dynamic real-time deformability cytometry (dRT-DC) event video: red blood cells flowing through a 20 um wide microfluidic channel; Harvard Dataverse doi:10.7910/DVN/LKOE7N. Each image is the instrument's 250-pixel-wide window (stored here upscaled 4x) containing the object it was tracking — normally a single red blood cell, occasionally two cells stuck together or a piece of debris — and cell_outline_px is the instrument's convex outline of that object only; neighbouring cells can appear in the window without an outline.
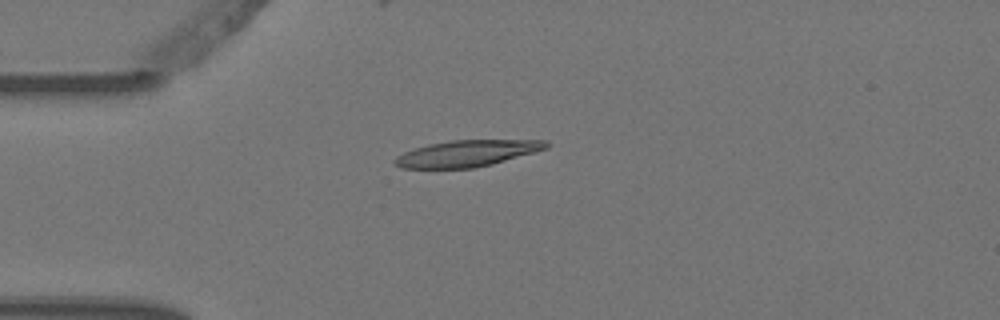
{"species": "Egyptian fruit bat (a non-hibernating species)", "species_latin": "Rousettus aegyptiacus", "temperature_condition": "warm", "stored_images_in_passage": 5, "camera_frame_rate_fps": 3000, "um_per_image_px": 0.085, "animal": {"sex": "female"}, "frame": {"image": 1, "passage_image": 4, "time_ms": 1.0, "image_size_px": [1000, 320], "cell_outline_px": [[548, 148], [492, 164], [472, 168], [400, 168], [392, 164], [392, 160], [396, 156], [404, 152], [428, 144], [452, 140], [548, 140]], "centroid_in_image_um": [39.65, 13.04], "position_along_channel_um": 45.4, "area_um2": 23.24}}